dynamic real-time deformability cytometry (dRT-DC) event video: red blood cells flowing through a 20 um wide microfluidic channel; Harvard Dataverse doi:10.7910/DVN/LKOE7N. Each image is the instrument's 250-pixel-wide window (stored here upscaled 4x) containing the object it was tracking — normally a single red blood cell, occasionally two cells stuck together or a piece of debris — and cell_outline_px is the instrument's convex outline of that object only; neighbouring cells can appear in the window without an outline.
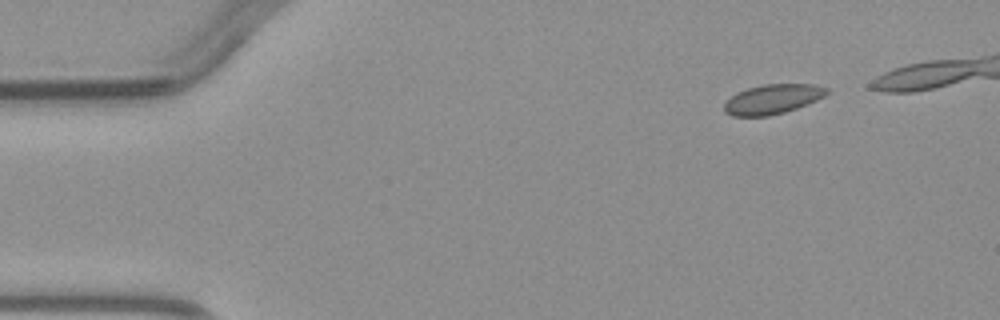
{"species": "common noctule bat (a hibernating species)", "species_latin": "Nyctalus noctula", "temperature_condition": "warm", "stored_images_in_passage": 4, "camera_frame_rate_fps": 3000, "um_per_image_px": 0.085, "animal": {"sex": "male", "body_mass_g": 23.1, "forearm_length_mm": 52.7}, "frame": {"image": 1, "passage_image": 1, "time_ms": 0.0, "image_size_px": [1000, 320], "cell_outline_px": [[832, 92], [808, 104], [784, 112], [768, 116], [732, 116], [724, 112], [724, 100], [736, 92], [748, 88], [764, 84], [816, 84], [828, 88]], "centroid_in_image_um": [65.66, 8.42], "position_along_channel_um": 19.3, "area_um2": 17.98}}